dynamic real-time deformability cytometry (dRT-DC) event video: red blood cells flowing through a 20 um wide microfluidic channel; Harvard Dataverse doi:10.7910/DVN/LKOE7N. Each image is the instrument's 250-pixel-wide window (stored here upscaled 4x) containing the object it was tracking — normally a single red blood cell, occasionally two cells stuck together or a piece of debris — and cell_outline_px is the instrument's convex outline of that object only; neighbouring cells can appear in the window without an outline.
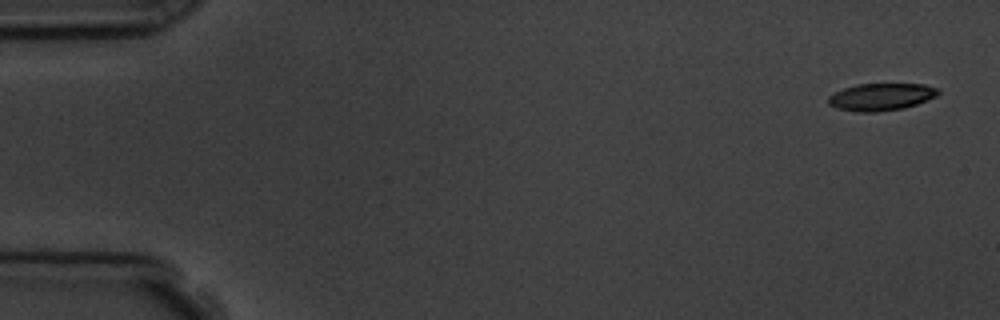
{"species": "common noctule bat (a hibernating species)", "species_latin": "Nyctalus noctula", "temperature_condition": "room temperature", "stored_images_in_passage": 5, "camera_frame_rate_fps": 3000, "um_per_image_px": 0.085, "animal": {"sex": "male", "body_mass_g": 19.5, "forearm_length_mm": 54.6}, "frame": {"image": 1, "passage_image": 1, "time_ms": 0.0, "image_size_px": [1000, 320], "cell_outline_px": [[940, 92], [936, 96], [916, 104], [904, 108], [876, 112], [856, 112], [836, 108], [828, 104], [828, 96], [844, 88], [856, 84], [924, 84], [936, 88]], "centroid_in_image_um": [74.86, 8.24], "position_along_channel_um": 10.1, "area_um2": 17.4}}
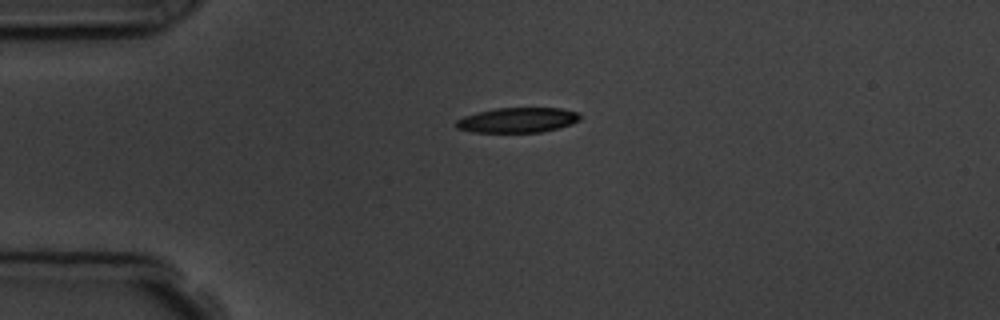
{"frame": {"image": 2, "passage_image": 4, "time_ms": 3.667, "image_size_px": [1000, 320], "cell_outline_px": [[580, 120], [572, 124], [540, 132], [472, 132], [456, 128], [452, 124], [456, 120], [464, 116], [476, 112], [496, 108], [560, 108], [576, 112], [580, 116]], "centroid_in_image_um": [43.93, 10.21], "position_along_channel_um": 41.1, "area_um2": 18.09}}